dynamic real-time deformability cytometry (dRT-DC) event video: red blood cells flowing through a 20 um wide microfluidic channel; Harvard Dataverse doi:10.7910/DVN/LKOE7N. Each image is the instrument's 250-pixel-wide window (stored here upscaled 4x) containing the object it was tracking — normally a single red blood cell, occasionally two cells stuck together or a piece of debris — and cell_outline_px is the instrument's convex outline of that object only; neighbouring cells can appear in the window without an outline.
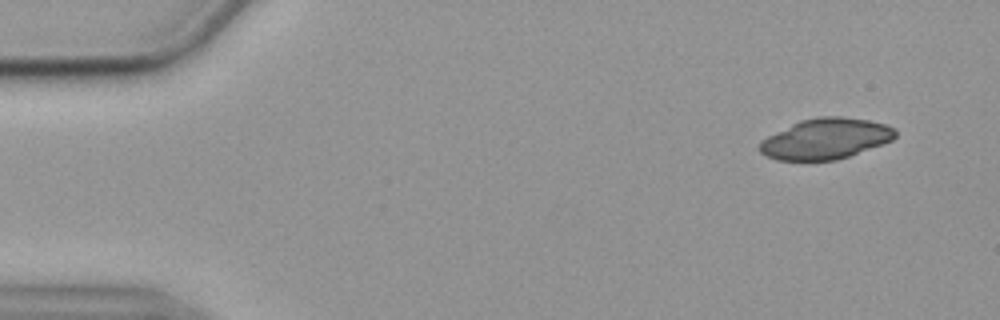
{"species": "common noctule bat (a hibernating species)", "species_latin": "Nyctalus noctula", "temperature_condition": "cold", "stored_images_in_passage": 55, "camera_frame_rate_fps": 3000, "um_per_image_px": 0.085, "animal": {"sex": "female", "body_mass_g": 19.9}, "frame": {"image": 1, "passage_image": 4, "time_ms": 1.0, "image_size_px": [1000, 320], "cell_outline_px": [[896, 136], [892, 140], [884, 144], [836, 160], [776, 160], [760, 152], [760, 140], [800, 120], [820, 116], [840, 116], [868, 120], [884, 124], [896, 128]], "centroid_in_image_um": [70.2, 11.79], "position_along_channel_um": 14.8, "area_um2": 32.02}}
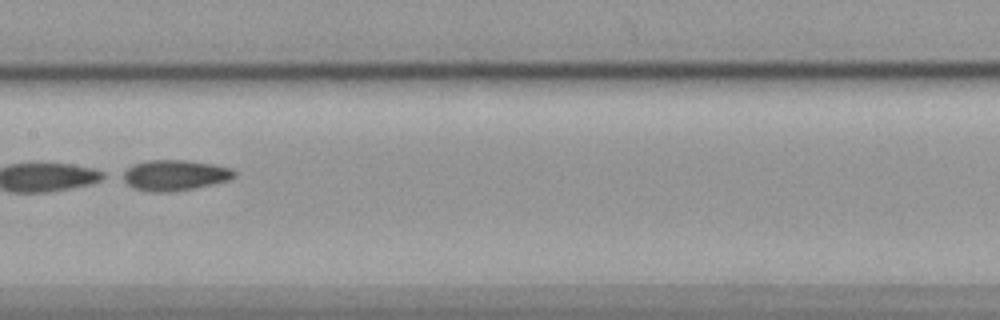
{"frame": {"image": 2, "passage_image": 28, "time_ms": 9.0, "image_size_px": [1000, 320], "cell_outline_px": [[236, 176], [228, 180], [192, 188], [168, 192], [152, 192], [136, 188], [128, 184], [116, 176], [120, 172], [132, 164], [148, 160], [184, 160], [212, 164], [232, 168], [236, 172]], "centroid_in_image_um": [14.77, 14.88], "position_along_channel_um": 192.6, "area_um2": 20.0}}